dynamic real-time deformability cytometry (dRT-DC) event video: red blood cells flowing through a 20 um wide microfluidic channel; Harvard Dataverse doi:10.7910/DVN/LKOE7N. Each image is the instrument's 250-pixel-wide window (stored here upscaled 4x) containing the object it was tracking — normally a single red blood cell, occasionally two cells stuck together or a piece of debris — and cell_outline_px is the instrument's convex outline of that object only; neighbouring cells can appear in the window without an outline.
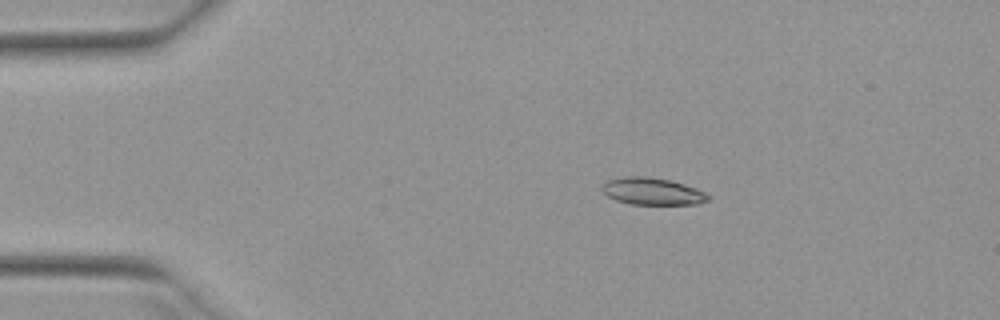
{"species": "Egyptian fruit bat (a non-hibernating species)", "species_latin": "Rousettus aegyptiacus", "temperature_condition": "warm", "stored_images_in_passage": 43, "camera_frame_rate_fps": 3000, "um_per_image_px": 0.085, "animal": {"sex": "female"}, "frame": {"image": 1, "passage_image": 1, "time_ms": 0.0, "image_size_px": [1000, 320], "cell_outline_px": [[712, 196], [708, 200], [696, 204], [632, 204], [616, 200], [608, 196], [600, 188], [608, 180], [628, 176], [644, 176], [668, 180], [684, 184], [696, 188]], "centroid_in_image_um": [55.47, 16.27], "position_along_channel_um": 29.5, "area_um2": 16.53}}
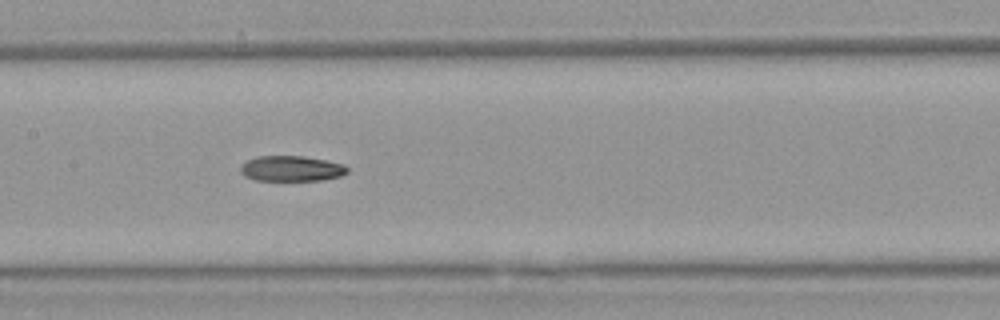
{"frame": {"image": 2, "passage_image": 17, "time_ms": 5.333, "image_size_px": [1000, 320], "cell_outline_px": [[348, 172], [340, 176], [320, 180], [256, 180], [244, 176], [240, 172], [240, 164], [256, 156], [304, 156], [344, 164], [348, 168]], "centroid_in_image_um": [24.74, 14.32], "position_along_channel_um": 182.7, "area_um2": 15.84}}
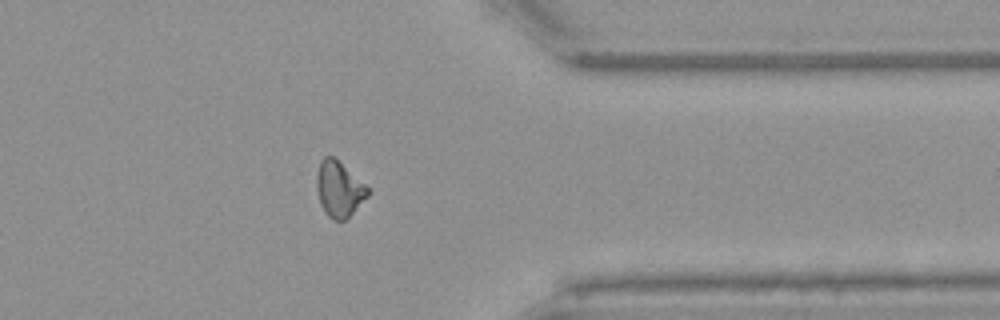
{"frame": {"image": 3, "passage_image": 33, "time_ms": 10.667, "image_size_px": [1000, 320], "cell_outline_px": [[368, 196], [344, 220], [332, 220], [324, 212], [320, 204], [316, 188], [316, 176], [320, 160], [324, 156], [332, 156], [364, 184], [368, 188]], "centroid_in_image_um": [28.77, 16.08], "position_along_channel_um": 382.6, "area_um2": 16.18}, "authors_computed_cell_mechanics": {"area_um2": 16.762, "velocity_mm_per_s": 3.9614, "shape_relaxation_time_tau1_ms": null, "shape_relaxation_time_tau2_ms": 10.2402, "deformation_change_tau1": null, "deformation_change_tau2": 0.1842}}